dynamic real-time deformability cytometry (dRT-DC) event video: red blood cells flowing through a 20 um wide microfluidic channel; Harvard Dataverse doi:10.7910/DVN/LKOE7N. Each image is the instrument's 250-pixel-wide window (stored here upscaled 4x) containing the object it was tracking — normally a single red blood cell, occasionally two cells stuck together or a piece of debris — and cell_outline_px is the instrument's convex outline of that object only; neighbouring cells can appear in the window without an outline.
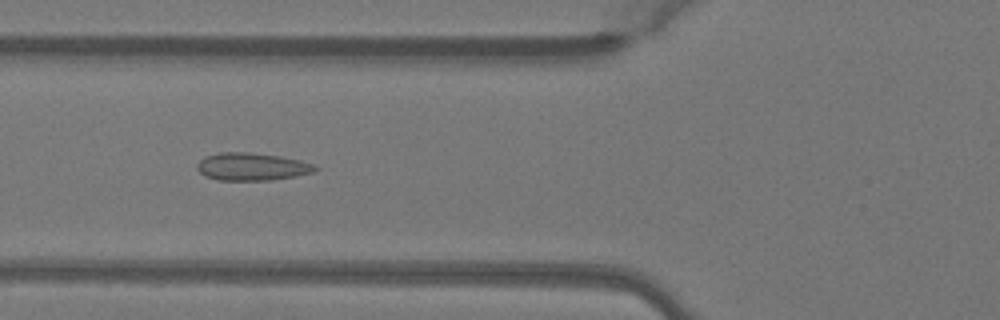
{"species": "Egyptian fruit bat (a non-hibernating species)", "species_latin": "Rousettus aegyptiacus", "temperature_condition": "warm", "stored_images_in_passage": 50, "camera_frame_rate_fps": 3000, "um_per_image_px": 0.085, "animal": {"sex": "female"}, "frame": {"image": 1, "passage_image": 19, "time_ms": 6.0, "image_size_px": [1000, 320], "cell_outline_px": [[320, 168], [312, 172], [296, 176], [272, 180], [216, 180], [204, 176], [196, 168], [196, 164], [204, 156], [220, 152], [248, 152], [280, 156], [300, 160], [312, 164]], "centroid_in_image_um": [21.37, 14.16], "position_along_channel_um": 104.4, "area_um2": 19.13}}
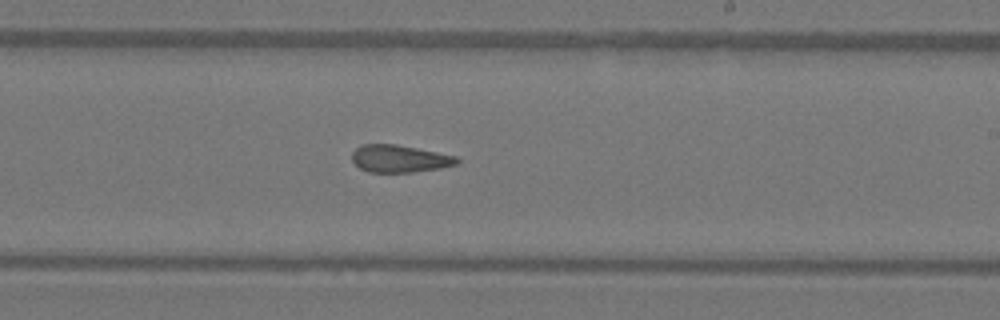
{"frame": {"image": 2, "passage_image": 30, "time_ms": 9.667, "image_size_px": [1000, 320], "cell_outline_px": [[460, 160], [456, 164], [440, 168], [412, 172], [368, 172], [360, 168], [352, 160], [352, 152], [360, 144], [396, 144], [456, 156]], "centroid_in_image_um": [33.93, 13.48], "position_along_channel_um": 255.1, "area_um2": 16.65}}
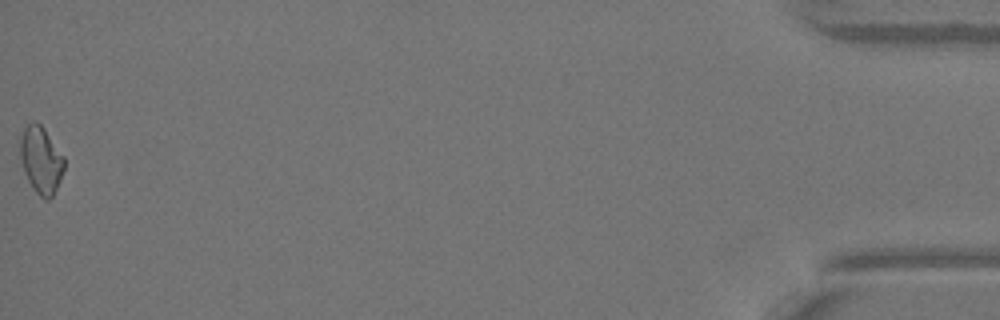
{"frame": {"image": 3, "passage_image": 50, "time_ms": 16.333, "image_size_px": [1000, 320], "cell_outline_px": [[64, 168], [60, 180], [52, 196], [48, 200], [44, 200], [32, 188], [24, 172], [20, 160], [20, 140], [24, 128], [32, 120], [36, 120], [44, 128], [64, 156]], "centroid_in_image_um": [3.47, 13.59], "position_along_channel_um": 431.7, "area_um2": 17.22}, "authors_computed_cell_mechanics": {"area_um2": 17.629, "velocity_mm_per_s": 4.1, "shape_relaxation_time_tau1_ms": null, "shape_relaxation_time_tau2_ms": 2.0027, "deformation_change_tau1": null, "deformation_change_tau2": 0.1067}}